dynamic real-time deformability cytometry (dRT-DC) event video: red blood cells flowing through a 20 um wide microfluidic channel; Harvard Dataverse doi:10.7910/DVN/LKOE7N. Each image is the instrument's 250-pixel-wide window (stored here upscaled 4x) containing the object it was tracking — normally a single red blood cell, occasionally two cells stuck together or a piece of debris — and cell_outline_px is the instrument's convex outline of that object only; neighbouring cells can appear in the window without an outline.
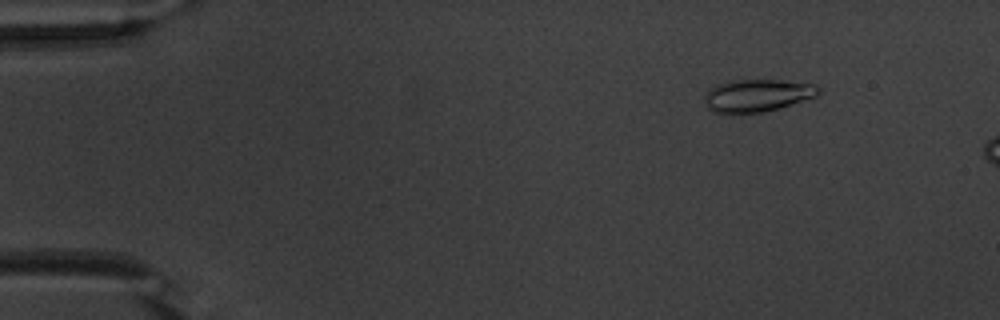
{"species": "common noctule bat (a hibernating species)", "species_latin": "Nyctalus noctula", "temperature_condition": "warm", "stored_images_in_passage": 12, "camera_frame_rate_fps": 3000, "um_per_image_px": 0.085, "animal": {"sex": "male", "body_mass_g": 20.1, "forearm_length_mm": 53.5}, "frame": {"image": 1, "passage_image": 7, "time_ms": 2.0, "image_size_px": [1000, 320], "cell_outline_px": [[820, 92], [816, 96], [764, 112], [732, 116], [716, 112], [708, 108], [704, 104], [704, 96], [708, 88], [720, 84], [736, 80], [776, 80], [816, 84], [820, 88]], "centroid_in_image_um": [64.3, 8.15], "position_along_channel_um": 20.7, "area_um2": 21.85}}